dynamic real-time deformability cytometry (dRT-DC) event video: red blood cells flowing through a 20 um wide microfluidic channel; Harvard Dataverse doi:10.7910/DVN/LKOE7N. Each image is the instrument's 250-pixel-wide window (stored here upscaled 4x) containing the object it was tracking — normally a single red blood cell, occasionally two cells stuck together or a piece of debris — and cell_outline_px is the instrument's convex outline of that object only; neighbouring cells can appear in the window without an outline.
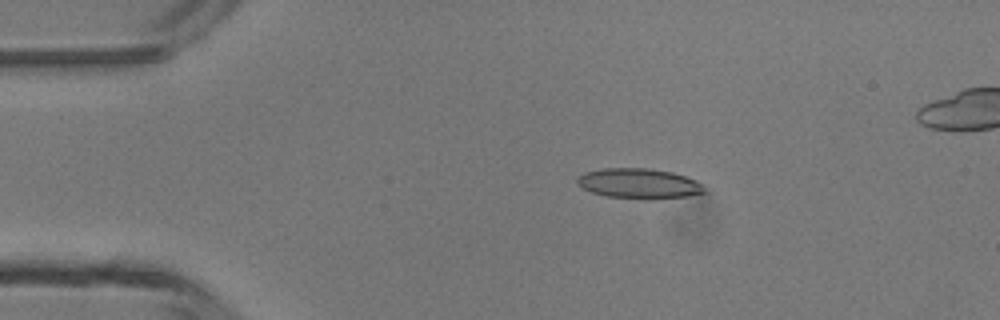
{"species": "common noctule bat (a hibernating species)", "species_latin": "Nyctalus noctula", "temperature_condition": "room temperature", "stored_images_in_passage": 5, "camera_frame_rate_fps": 3000, "um_per_image_px": 0.085, "animal": {"sex": "male", "body_mass_g": 13.3}, "frame": {"image": 1, "passage_image": 3, "time_ms": 2.333, "image_size_px": [1000, 320], "cell_outline_px": [[708, 192], [688, 196], [652, 200], [644, 200], [604, 196], [592, 192], [584, 188], [576, 180], [576, 176], [584, 172], [604, 168], [648, 168], [672, 172], [696, 180]], "centroid_in_image_um": [54.32, 15.61], "position_along_channel_um": 30.7, "area_um2": 22.6}}